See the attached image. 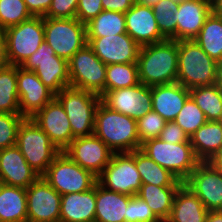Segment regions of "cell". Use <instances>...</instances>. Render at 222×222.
I'll use <instances>...</instances> for the list:
<instances>
[{
  "instance_id": "9",
  "label": "cell",
  "mask_w": 222,
  "mask_h": 222,
  "mask_svg": "<svg viewBox=\"0 0 222 222\" xmlns=\"http://www.w3.org/2000/svg\"><path fill=\"white\" fill-rule=\"evenodd\" d=\"M70 87L102 96L105 93L106 64L86 44L68 61Z\"/></svg>"
},
{
  "instance_id": "35",
  "label": "cell",
  "mask_w": 222,
  "mask_h": 222,
  "mask_svg": "<svg viewBox=\"0 0 222 222\" xmlns=\"http://www.w3.org/2000/svg\"><path fill=\"white\" fill-rule=\"evenodd\" d=\"M137 63H115L106 65L105 92L138 85Z\"/></svg>"
},
{
  "instance_id": "34",
  "label": "cell",
  "mask_w": 222,
  "mask_h": 222,
  "mask_svg": "<svg viewBox=\"0 0 222 222\" xmlns=\"http://www.w3.org/2000/svg\"><path fill=\"white\" fill-rule=\"evenodd\" d=\"M0 113H20L15 65L0 69Z\"/></svg>"
},
{
  "instance_id": "46",
  "label": "cell",
  "mask_w": 222,
  "mask_h": 222,
  "mask_svg": "<svg viewBox=\"0 0 222 222\" xmlns=\"http://www.w3.org/2000/svg\"><path fill=\"white\" fill-rule=\"evenodd\" d=\"M103 10L126 13L135 3V0H101Z\"/></svg>"
},
{
  "instance_id": "16",
  "label": "cell",
  "mask_w": 222,
  "mask_h": 222,
  "mask_svg": "<svg viewBox=\"0 0 222 222\" xmlns=\"http://www.w3.org/2000/svg\"><path fill=\"white\" fill-rule=\"evenodd\" d=\"M27 219L40 222H60L59 194L39 176L27 189Z\"/></svg>"
},
{
  "instance_id": "50",
  "label": "cell",
  "mask_w": 222,
  "mask_h": 222,
  "mask_svg": "<svg viewBox=\"0 0 222 222\" xmlns=\"http://www.w3.org/2000/svg\"><path fill=\"white\" fill-rule=\"evenodd\" d=\"M208 162H210L216 169L222 172V149Z\"/></svg>"
},
{
  "instance_id": "10",
  "label": "cell",
  "mask_w": 222,
  "mask_h": 222,
  "mask_svg": "<svg viewBox=\"0 0 222 222\" xmlns=\"http://www.w3.org/2000/svg\"><path fill=\"white\" fill-rule=\"evenodd\" d=\"M21 67L34 71L42 83L55 94L70 86L68 61L55 55L53 48L45 40Z\"/></svg>"
},
{
  "instance_id": "42",
  "label": "cell",
  "mask_w": 222,
  "mask_h": 222,
  "mask_svg": "<svg viewBox=\"0 0 222 222\" xmlns=\"http://www.w3.org/2000/svg\"><path fill=\"white\" fill-rule=\"evenodd\" d=\"M78 0H53L47 18H76Z\"/></svg>"
},
{
  "instance_id": "12",
  "label": "cell",
  "mask_w": 222,
  "mask_h": 222,
  "mask_svg": "<svg viewBox=\"0 0 222 222\" xmlns=\"http://www.w3.org/2000/svg\"><path fill=\"white\" fill-rule=\"evenodd\" d=\"M104 188L121 194L135 196L142 185L134 156L130 152L114 153L110 163L97 177Z\"/></svg>"
},
{
  "instance_id": "38",
  "label": "cell",
  "mask_w": 222,
  "mask_h": 222,
  "mask_svg": "<svg viewBox=\"0 0 222 222\" xmlns=\"http://www.w3.org/2000/svg\"><path fill=\"white\" fill-rule=\"evenodd\" d=\"M174 121L190 138L199 127L207 122V119L204 112L197 106L193 99L189 97Z\"/></svg>"
},
{
  "instance_id": "25",
  "label": "cell",
  "mask_w": 222,
  "mask_h": 222,
  "mask_svg": "<svg viewBox=\"0 0 222 222\" xmlns=\"http://www.w3.org/2000/svg\"><path fill=\"white\" fill-rule=\"evenodd\" d=\"M131 196L108 190L96 183L95 222H126Z\"/></svg>"
},
{
  "instance_id": "29",
  "label": "cell",
  "mask_w": 222,
  "mask_h": 222,
  "mask_svg": "<svg viewBox=\"0 0 222 222\" xmlns=\"http://www.w3.org/2000/svg\"><path fill=\"white\" fill-rule=\"evenodd\" d=\"M130 153L134 156L142 184H153L155 186H181L183 184L170 171L155 163L141 149H136Z\"/></svg>"
},
{
  "instance_id": "26",
  "label": "cell",
  "mask_w": 222,
  "mask_h": 222,
  "mask_svg": "<svg viewBox=\"0 0 222 222\" xmlns=\"http://www.w3.org/2000/svg\"><path fill=\"white\" fill-rule=\"evenodd\" d=\"M208 210L184 184L175 193L169 218L165 222H205Z\"/></svg>"
},
{
  "instance_id": "37",
  "label": "cell",
  "mask_w": 222,
  "mask_h": 222,
  "mask_svg": "<svg viewBox=\"0 0 222 222\" xmlns=\"http://www.w3.org/2000/svg\"><path fill=\"white\" fill-rule=\"evenodd\" d=\"M32 17L23 0H0V30L18 25Z\"/></svg>"
},
{
  "instance_id": "31",
  "label": "cell",
  "mask_w": 222,
  "mask_h": 222,
  "mask_svg": "<svg viewBox=\"0 0 222 222\" xmlns=\"http://www.w3.org/2000/svg\"><path fill=\"white\" fill-rule=\"evenodd\" d=\"M194 40L208 56L222 62V17L211 13Z\"/></svg>"
},
{
  "instance_id": "4",
  "label": "cell",
  "mask_w": 222,
  "mask_h": 222,
  "mask_svg": "<svg viewBox=\"0 0 222 222\" xmlns=\"http://www.w3.org/2000/svg\"><path fill=\"white\" fill-rule=\"evenodd\" d=\"M155 163L184 182L201 162L190 143H168L160 138L149 139L140 148Z\"/></svg>"
},
{
  "instance_id": "14",
  "label": "cell",
  "mask_w": 222,
  "mask_h": 222,
  "mask_svg": "<svg viewBox=\"0 0 222 222\" xmlns=\"http://www.w3.org/2000/svg\"><path fill=\"white\" fill-rule=\"evenodd\" d=\"M75 163L98 177L110 163L114 152L95 134L75 137L63 151Z\"/></svg>"
},
{
  "instance_id": "2",
  "label": "cell",
  "mask_w": 222,
  "mask_h": 222,
  "mask_svg": "<svg viewBox=\"0 0 222 222\" xmlns=\"http://www.w3.org/2000/svg\"><path fill=\"white\" fill-rule=\"evenodd\" d=\"M94 134L114 153L141 148L136 120L114 111L100 101L94 121Z\"/></svg>"
},
{
  "instance_id": "41",
  "label": "cell",
  "mask_w": 222,
  "mask_h": 222,
  "mask_svg": "<svg viewBox=\"0 0 222 222\" xmlns=\"http://www.w3.org/2000/svg\"><path fill=\"white\" fill-rule=\"evenodd\" d=\"M126 222H162L145 201L131 196L127 206Z\"/></svg>"
},
{
  "instance_id": "53",
  "label": "cell",
  "mask_w": 222,
  "mask_h": 222,
  "mask_svg": "<svg viewBox=\"0 0 222 222\" xmlns=\"http://www.w3.org/2000/svg\"><path fill=\"white\" fill-rule=\"evenodd\" d=\"M22 222H40V221H33V220H30V219H25Z\"/></svg>"
},
{
  "instance_id": "28",
  "label": "cell",
  "mask_w": 222,
  "mask_h": 222,
  "mask_svg": "<svg viewBox=\"0 0 222 222\" xmlns=\"http://www.w3.org/2000/svg\"><path fill=\"white\" fill-rule=\"evenodd\" d=\"M179 187L142 184L136 196L145 201L154 214L165 222L170 216L174 196Z\"/></svg>"
},
{
  "instance_id": "15",
  "label": "cell",
  "mask_w": 222,
  "mask_h": 222,
  "mask_svg": "<svg viewBox=\"0 0 222 222\" xmlns=\"http://www.w3.org/2000/svg\"><path fill=\"white\" fill-rule=\"evenodd\" d=\"M101 101L110 109L134 120L152 111L151 86L138 85L111 90L101 96Z\"/></svg>"
},
{
  "instance_id": "40",
  "label": "cell",
  "mask_w": 222,
  "mask_h": 222,
  "mask_svg": "<svg viewBox=\"0 0 222 222\" xmlns=\"http://www.w3.org/2000/svg\"><path fill=\"white\" fill-rule=\"evenodd\" d=\"M166 120L153 110L147 112L142 118L136 121L138 138L141 144L149 139L159 138Z\"/></svg>"
},
{
  "instance_id": "44",
  "label": "cell",
  "mask_w": 222,
  "mask_h": 222,
  "mask_svg": "<svg viewBox=\"0 0 222 222\" xmlns=\"http://www.w3.org/2000/svg\"><path fill=\"white\" fill-rule=\"evenodd\" d=\"M159 138L168 143H190L189 136L185 131L175 122L167 121Z\"/></svg>"
},
{
  "instance_id": "36",
  "label": "cell",
  "mask_w": 222,
  "mask_h": 222,
  "mask_svg": "<svg viewBox=\"0 0 222 222\" xmlns=\"http://www.w3.org/2000/svg\"><path fill=\"white\" fill-rule=\"evenodd\" d=\"M179 4L172 0H160L152 8L161 35L167 40H176L177 21L175 11Z\"/></svg>"
},
{
  "instance_id": "49",
  "label": "cell",
  "mask_w": 222,
  "mask_h": 222,
  "mask_svg": "<svg viewBox=\"0 0 222 222\" xmlns=\"http://www.w3.org/2000/svg\"><path fill=\"white\" fill-rule=\"evenodd\" d=\"M211 13L222 17V0H211Z\"/></svg>"
},
{
  "instance_id": "3",
  "label": "cell",
  "mask_w": 222,
  "mask_h": 222,
  "mask_svg": "<svg viewBox=\"0 0 222 222\" xmlns=\"http://www.w3.org/2000/svg\"><path fill=\"white\" fill-rule=\"evenodd\" d=\"M218 62L208 56L195 40L178 41L177 81L187 89L216 84Z\"/></svg>"
},
{
  "instance_id": "48",
  "label": "cell",
  "mask_w": 222,
  "mask_h": 222,
  "mask_svg": "<svg viewBox=\"0 0 222 222\" xmlns=\"http://www.w3.org/2000/svg\"><path fill=\"white\" fill-rule=\"evenodd\" d=\"M205 222H222V210L208 211Z\"/></svg>"
},
{
  "instance_id": "8",
  "label": "cell",
  "mask_w": 222,
  "mask_h": 222,
  "mask_svg": "<svg viewBox=\"0 0 222 222\" xmlns=\"http://www.w3.org/2000/svg\"><path fill=\"white\" fill-rule=\"evenodd\" d=\"M43 177L61 195L85 192L97 183L93 173L75 163L63 151L55 157Z\"/></svg>"
},
{
  "instance_id": "19",
  "label": "cell",
  "mask_w": 222,
  "mask_h": 222,
  "mask_svg": "<svg viewBox=\"0 0 222 222\" xmlns=\"http://www.w3.org/2000/svg\"><path fill=\"white\" fill-rule=\"evenodd\" d=\"M17 87L20 114L31 118L55 98V93L45 86L34 71L17 66Z\"/></svg>"
},
{
  "instance_id": "39",
  "label": "cell",
  "mask_w": 222,
  "mask_h": 222,
  "mask_svg": "<svg viewBox=\"0 0 222 222\" xmlns=\"http://www.w3.org/2000/svg\"><path fill=\"white\" fill-rule=\"evenodd\" d=\"M24 119L20 113H0V150L16 145L18 128Z\"/></svg>"
},
{
  "instance_id": "33",
  "label": "cell",
  "mask_w": 222,
  "mask_h": 222,
  "mask_svg": "<svg viewBox=\"0 0 222 222\" xmlns=\"http://www.w3.org/2000/svg\"><path fill=\"white\" fill-rule=\"evenodd\" d=\"M87 37H104L127 33L125 14L103 10L86 24Z\"/></svg>"
},
{
  "instance_id": "17",
  "label": "cell",
  "mask_w": 222,
  "mask_h": 222,
  "mask_svg": "<svg viewBox=\"0 0 222 222\" xmlns=\"http://www.w3.org/2000/svg\"><path fill=\"white\" fill-rule=\"evenodd\" d=\"M87 44L106 65L137 63L141 48L127 33L104 37H87Z\"/></svg>"
},
{
  "instance_id": "13",
  "label": "cell",
  "mask_w": 222,
  "mask_h": 222,
  "mask_svg": "<svg viewBox=\"0 0 222 222\" xmlns=\"http://www.w3.org/2000/svg\"><path fill=\"white\" fill-rule=\"evenodd\" d=\"M183 184L208 211L222 210V172L210 162H200Z\"/></svg>"
},
{
  "instance_id": "43",
  "label": "cell",
  "mask_w": 222,
  "mask_h": 222,
  "mask_svg": "<svg viewBox=\"0 0 222 222\" xmlns=\"http://www.w3.org/2000/svg\"><path fill=\"white\" fill-rule=\"evenodd\" d=\"M102 11L101 0H78L76 18L86 25Z\"/></svg>"
},
{
  "instance_id": "5",
  "label": "cell",
  "mask_w": 222,
  "mask_h": 222,
  "mask_svg": "<svg viewBox=\"0 0 222 222\" xmlns=\"http://www.w3.org/2000/svg\"><path fill=\"white\" fill-rule=\"evenodd\" d=\"M16 146L39 176L46 173L49 165L61 152L31 118H25L19 125Z\"/></svg>"
},
{
  "instance_id": "52",
  "label": "cell",
  "mask_w": 222,
  "mask_h": 222,
  "mask_svg": "<svg viewBox=\"0 0 222 222\" xmlns=\"http://www.w3.org/2000/svg\"><path fill=\"white\" fill-rule=\"evenodd\" d=\"M159 1L160 0H135V2H137L141 5H147V6H150V7H153Z\"/></svg>"
},
{
  "instance_id": "22",
  "label": "cell",
  "mask_w": 222,
  "mask_h": 222,
  "mask_svg": "<svg viewBox=\"0 0 222 222\" xmlns=\"http://www.w3.org/2000/svg\"><path fill=\"white\" fill-rule=\"evenodd\" d=\"M174 14L177 21L176 41L194 40L211 14V1H183Z\"/></svg>"
},
{
  "instance_id": "18",
  "label": "cell",
  "mask_w": 222,
  "mask_h": 222,
  "mask_svg": "<svg viewBox=\"0 0 222 222\" xmlns=\"http://www.w3.org/2000/svg\"><path fill=\"white\" fill-rule=\"evenodd\" d=\"M31 119L48 135L51 142L61 152L75 138L67 114L56 98L37 111Z\"/></svg>"
},
{
  "instance_id": "27",
  "label": "cell",
  "mask_w": 222,
  "mask_h": 222,
  "mask_svg": "<svg viewBox=\"0 0 222 222\" xmlns=\"http://www.w3.org/2000/svg\"><path fill=\"white\" fill-rule=\"evenodd\" d=\"M196 157L201 162H208L222 149V123L207 121L189 138Z\"/></svg>"
},
{
  "instance_id": "47",
  "label": "cell",
  "mask_w": 222,
  "mask_h": 222,
  "mask_svg": "<svg viewBox=\"0 0 222 222\" xmlns=\"http://www.w3.org/2000/svg\"><path fill=\"white\" fill-rule=\"evenodd\" d=\"M9 65L6 36L4 30H0V69Z\"/></svg>"
},
{
  "instance_id": "30",
  "label": "cell",
  "mask_w": 222,
  "mask_h": 222,
  "mask_svg": "<svg viewBox=\"0 0 222 222\" xmlns=\"http://www.w3.org/2000/svg\"><path fill=\"white\" fill-rule=\"evenodd\" d=\"M27 219L26 189L2 185L0 189V222H22Z\"/></svg>"
},
{
  "instance_id": "32",
  "label": "cell",
  "mask_w": 222,
  "mask_h": 222,
  "mask_svg": "<svg viewBox=\"0 0 222 222\" xmlns=\"http://www.w3.org/2000/svg\"><path fill=\"white\" fill-rule=\"evenodd\" d=\"M189 96L204 112L207 121H220L222 118V90L217 84L195 87Z\"/></svg>"
},
{
  "instance_id": "23",
  "label": "cell",
  "mask_w": 222,
  "mask_h": 222,
  "mask_svg": "<svg viewBox=\"0 0 222 222\" xmlns=\"http://www.w3.org/2000/svg\"><path fill=\"white\" fill-rule=\"evenodd\" d=\"M189 97V89L178 82L151 86L152 110L166 121L175 120Z\"/></svg>"
},
{
  "instance_id": "24",
  "label": "cell",
  "mask_w": 222,
  "mask_h": 222,
  "mask_svg": "<svg viewBox=\"0 0 222 222\" xmlns=\"http://www.w3.org/2000/svg\"><path fill=\"white\" fill-rule=\"evenodd\" d=\"M96 185L85 191L61 195L60 222H95Z\"/></svg>"
},
{
  "instance_id": "55",
  "label": "cell",
  "mask_w": 222,
  "mask_h": 222,
  "mask_svg": "<svg viewBox=\"0 0 222 222\" xmlns=\"http://www.w3.org/2000/svg\"><path fill=\"white\" fill-rule=\"evenodd\" d=\"M2 185H3V182H2L1 179H0V189H1Z\"/></svg>"
},
{
  "instance_id": "21",
  "label": "cell",
  "mask_w": 222,
  "mask_h": 222,
  "mask_svg": "<svg viewBox=\"0 0 222 222\" xmlns=\"http://www.w3.org/2000/svg\"><path fill=\"white\" fill-rule=\"evenodd\" d=\"M38 177L16 145L0 150V179L4 185L27 189Z\"/></svg>"
},
{
  "instance_id": "45",
  "label": "cell",
  "mask_w": 222,
  "mask_h": 222,
  "mask_svg": "<svg viewBox=\"0 0 222 222\" xmlns=\"http://www.w3.org/2000/svg\"><path fill=\"white\" fill-rule=\"evenodd\" d=\"M33 17H45L53 0H23Z\"/></svg>"
},
{
  "instance_id": "20",
  "label": "cell",
  "mask_w": 222,
  "mask_h": 222,
  "mask_svg": "<svg viewBox=\"0 0 222 222\" xmlns=\"http://www.w3.org/2000/svg\"><path fill=\"white\" fill-rule=\"evenodd\" d=\"M127 34L142 47L166 40L158 29L153 8L137 2L125 13Z\"/></svg>"
},
{
  "instance_id": "1",
  "label": "cell",
  "mask_w": 222,
  "mask_h": 222,
  "mask_svg": "<svg viewBox=\"0 0 222 222\" xmlns=\"http://www.w3.org/2000/svg\"><path fill=\"white\" fill-rule=\"evenodd\" d=\"M140 83L171 84L178 76V41L164 40L142 46L137 60Z\"/></svg>"
},
{
  "instance_id": "7",
  "label": "cell",
  "mask_w": 222,
  "mask_h": 222,
  "mask_svg": "<svg viewBox=\"0 0 222 222\" xmlns=\"http://www.w3.org/2000/svg\"><path fill=\"white\" fill-rule=\"evenodd\" d=\"M44 40L55 55L69 61L87 44L86 25L77 18L44 17Z\"/></svg>"
},
{
  "instance_id": "11",
  "label": "cell",
  "mask_w": 222,
  "mask_h": 222,
  "mask_svg": "<svg viewBox=\"0 0 222 222\" xmlns=\"http://www.w3.org/2000/svg\"><path fill=\"white\" fill-rule=\"evenodd\" d=\"M10 65L21 66L44 41V17H32L4 30Z\"/></svg>"
},
{
  "instance_id": "6",
  "label": "cell",
  "mask_w": 222,
  "mask_h": 222,
  "mask_svg": "<svg viewBox=\"0 0 222 222\" xmlns=\"http://www.w3.org/2000/svg\"><path fill=\"white\" fill-rule=\"evenodd\" d=\"M55 98L67 114L74 137L94 134L95 112L101 101L100 95L69 86L55 94Z\"/></svg>"
},
{
  "instance_id": "51",
  "label": "cell",
  "mask_w": 222,
  "mask_h": 222,
  "mask_svg": "<svg viewBox=\"0 0 222 222\" xmlns=\"http://www.w3.org/2000/svg\"><path fill=\"white\" fill-rule=\"evenodd\" d=\"M217 86L222 90V62L218 63Z\"/></svg>"
},
{
  "instance_id": "54",
  "label": "cell",
  "mask_w": 222,
  "mask_h": 222,
  "mask_svg": "<svg viewBox=\"0 0 222 222\" xmlns=\"http://www.w3.org/2000/svg\"><path fill=\"white\" fill-rule=\"evenodd\" d=\"M172 1L179 4V3H182L183 1H187V0H172Z\"/></svg>"
}]
</instances>
